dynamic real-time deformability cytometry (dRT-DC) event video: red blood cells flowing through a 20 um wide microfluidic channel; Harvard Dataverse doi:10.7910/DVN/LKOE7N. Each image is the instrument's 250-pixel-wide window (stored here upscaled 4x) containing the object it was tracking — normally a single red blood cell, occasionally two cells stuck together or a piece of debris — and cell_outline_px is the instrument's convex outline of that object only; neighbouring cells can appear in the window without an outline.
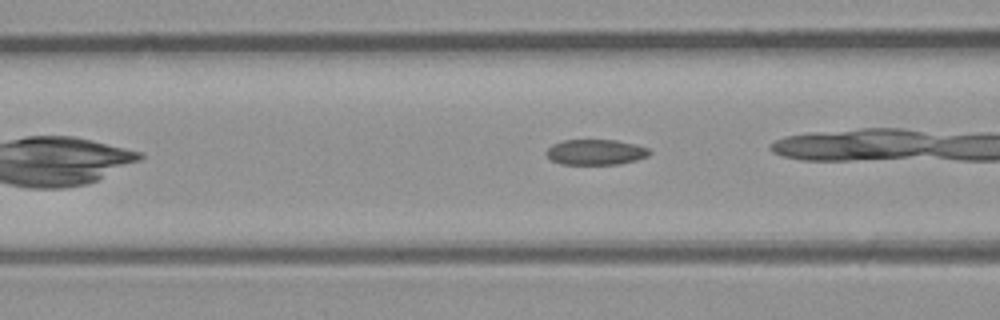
{"species": "common noctule bat (a hibernating species)", "species_latin": "Nyctalus noctula", "temperature_condition": "room temperature", "stored_images_in_passage": 7, "camera_frame_rate_fps": 3000, "um_per_image_px": 0.085, "animal": {"sex": "male", "body_mass_g": 23.1, "forearm_length_mm": 52.7}, "frame": {"image": 1, "passage_image": 7, "time_ms": 7.0, "image_size_px": [1000, 320], "cell_outline_px": [[652, 152], [648, 156], [636, 160], [620, 164], [560, 164], [552, 160], [544, 152], [552, 144], [564, 140], [616, 140], [648, 148]], "centroid_in_image_um": [50.62, 12.93], "position_along_channel_um": 116.0, "area_um2": 15.26}}